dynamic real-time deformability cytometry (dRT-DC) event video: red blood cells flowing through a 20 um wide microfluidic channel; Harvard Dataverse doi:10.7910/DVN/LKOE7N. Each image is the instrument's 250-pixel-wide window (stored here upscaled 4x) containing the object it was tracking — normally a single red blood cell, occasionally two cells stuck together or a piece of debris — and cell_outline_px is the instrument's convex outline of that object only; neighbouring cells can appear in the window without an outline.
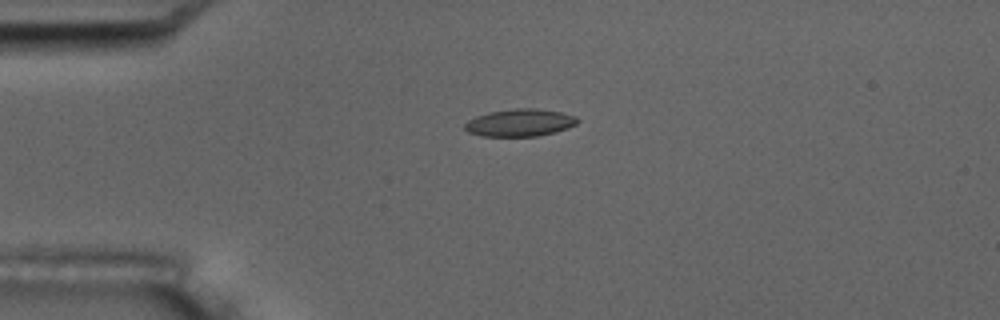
{"species": "common noctule bat (a hibernating species)", "species_latin": "Nyctalus noctula", "temperature_condition": "room temperature", "stored_images_in_passage": 5, "camera_frame_rate_fps": 3000, "um_per_image_px": 0.085, "animal": {"sex": "male", "body_mass_g": 17.5, "forearm_length_mm": 52.3}, "frame": {"image": 1, "passage_image": 4, "time_ms": 3.333, "image_size_px": [1000, 320], "cell_outline_px": [[580, 120], [576, 124], [568, 128], [556, 132], [536, 136], [480, 136], [468, 132], [464, 128], [464, 124], [468, 120], [476, 116], [488, 112], [516, 108], [536, 108], [560, 112], [576, 116]], "centroid_in_image_um": [44.19, 10.43], "position_along_channel_um": 40.8, "area_um2": 18.09}}